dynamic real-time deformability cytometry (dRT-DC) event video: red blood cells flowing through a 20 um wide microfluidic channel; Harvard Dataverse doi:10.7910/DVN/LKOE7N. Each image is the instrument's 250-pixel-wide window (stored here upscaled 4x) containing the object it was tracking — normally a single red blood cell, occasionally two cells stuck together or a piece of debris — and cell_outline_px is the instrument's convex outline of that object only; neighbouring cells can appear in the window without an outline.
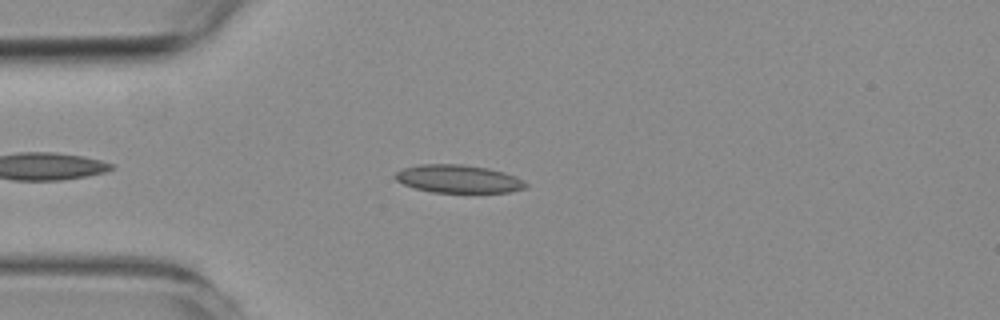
{"species": "common noctule bat (a hibernating species)", "species_latin": "Nyctalus noctula", "temperature_condition": "room temperature", "stored_images_in_passage": 40, "camera_frame_rate_fps": 3000, "um_per_image_px": 0.085, "animal": {"sex": "female", "body_mass_g": 19.3, "forearm_length_mm": 54.1}, "frame": {"image": 1, "passage_image": 2, "time_ms": 0.333, "image_size_px": [1000, 320], "cell_outline_px": [[528, 184], [524, 188], [508, 192], [432, 192], [416, 188], [404, 184], [396, 180], [392, 176], [396, 172], [404, 168], [420, 164], [460, 164], [488, 168], [504, 172], [516, 176], [524, 180]], "centroid_in_image_um": [38.95, 15.2], "position_along_channel_um": 46.0, "area_um2": 21.21}}
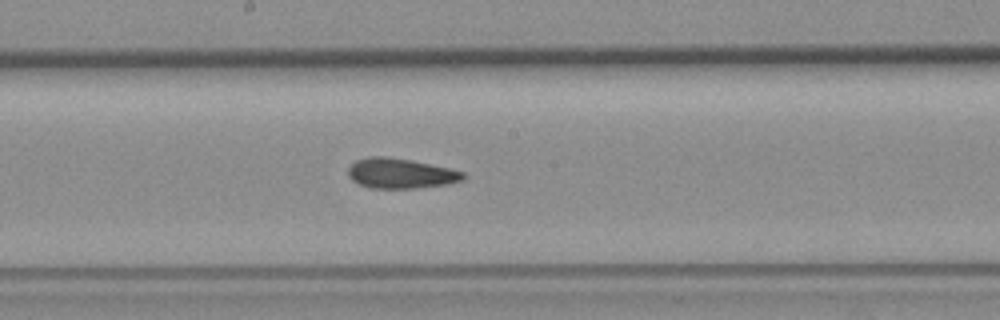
{"frame": {"image": 2, "passage_image": 17, "time_ms": 5.333, "image_size_px": [1000, 320], "cell_outline_px": [[468, 176], [464, 180], [448, 184], [416, 188], [372, 188], [360, 184], [352, 180], [348, 176], [348, 168], [356, 160], [372, 156], [384, 156], [408, 160], [448, 168], [464, 172]], "centroid_in_image_um": [34.07, 14.75], "position_along_channel_um": 214.1, "area_um2": 20.0}}
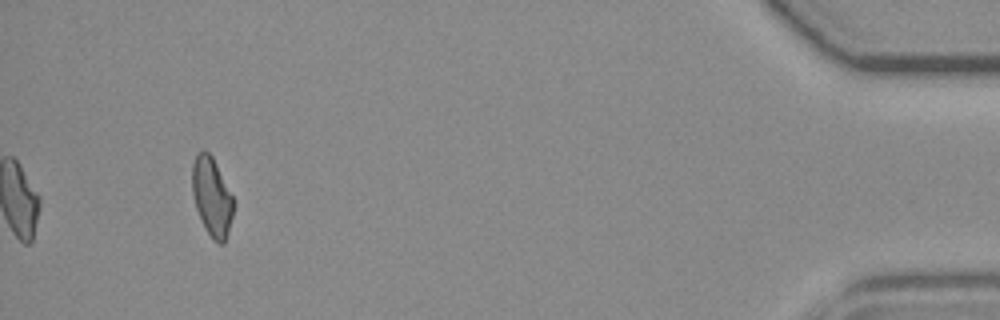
{"frame": {"image": 3, "passage_image": 40, "time_ms": 13.0, "image_size_px": [1000, 320], "cell_outline_px": [[232, 216], [228, 232], [224, 244], [220, 244], [212, 240], [204, 228], [196, 208], [192, 192], [192, 164], [196, 156], [204, 148], [212, 156], [232, 196]], "centroid_in_image_um": [17.98, 16.75], "position_along_channel_um": 417.2, "area_um2": 18.67}, "authors_computed_cell_mechanics": {"area_um2": 19.8254, "velocity_mm_per_s": 3.6595, "shape_relaxation_time_tau1_ms": null, "shape_relaxation_time_tau2_ms": 1.6091, "deformation_change_tau1": null, "deformation_change_tau2": 0.085}}